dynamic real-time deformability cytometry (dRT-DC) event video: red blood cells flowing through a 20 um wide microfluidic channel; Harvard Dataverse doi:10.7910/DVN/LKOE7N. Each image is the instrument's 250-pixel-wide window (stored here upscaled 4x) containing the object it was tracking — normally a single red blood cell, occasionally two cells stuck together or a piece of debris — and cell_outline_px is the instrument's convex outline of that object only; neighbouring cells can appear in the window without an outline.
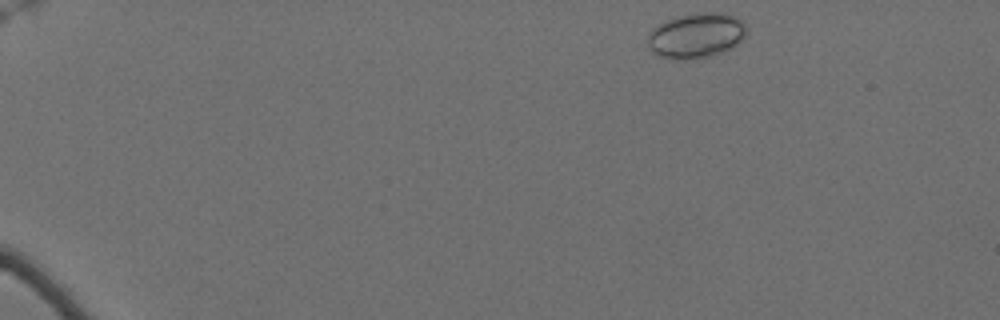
{"species": "Egyptian fruit bat (a non-hibernating species)", "species_latin": "Rousettus aegyptiacus", "temperature_condition": "cold", "stored_images_in_passage": 12, "camera_frame_rate_fps": 3000, "um_per_image_px": 0.085, "animal": {"sex": "female"}, "frame": {"image": 1, "passage_image": 1, "time_ms": 0.0, "image_size_px": [1000, 320], "cell_outline_px": [[744, 36], [736, 44], [720, 52], [708, 56], [692, 60], [676, 60], [660, 56], [652, 52], [648, 48], [648, 32], [652, 28], [676, 16], [732, 16], [740, 20], [744, 24]], "centroid_in_image_um": [59.06, 3.11], "position_along_channel_um": 25.9, "area_um2": 24.62}}